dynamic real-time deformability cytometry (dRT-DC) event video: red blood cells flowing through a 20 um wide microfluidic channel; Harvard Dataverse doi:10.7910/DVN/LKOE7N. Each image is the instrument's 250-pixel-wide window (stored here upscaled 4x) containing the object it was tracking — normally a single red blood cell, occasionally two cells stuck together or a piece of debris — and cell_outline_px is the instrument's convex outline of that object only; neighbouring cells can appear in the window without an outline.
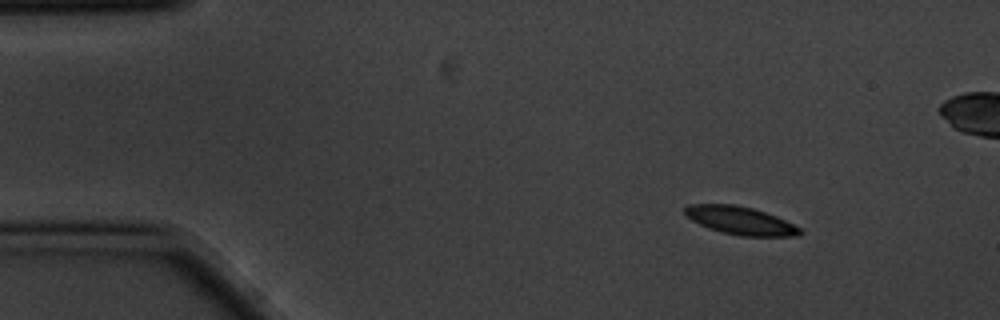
{"species": "common noctule bat (a hibernating species)", "species_latin": "Nyctalus noctula", "temperature_condition": "cold", "stored_images_in_passage": 9, "camera_frame_rate_fps": 3000, "um_per_image_px": 0.085, "animal": {"sex": "male", "body_mass_g": 20.1, "forearm_length_mm": 53.5}, "frame": {"image": 1, "passage_image": 1, "time_ms": 0.0, "image_size_px": [1000, 320], "cell_outline_px": [[804, 232], [796, 236], [740, 236], [708, 228], [684, 216], [684, 208], [688, 204], [736, 204], [752, 208], [776, 216], [800, 228]], "centroid_in_image_um": [62.9, 18.74], "position_along_channel_um": 22.1, "area_um2": 18.73}}
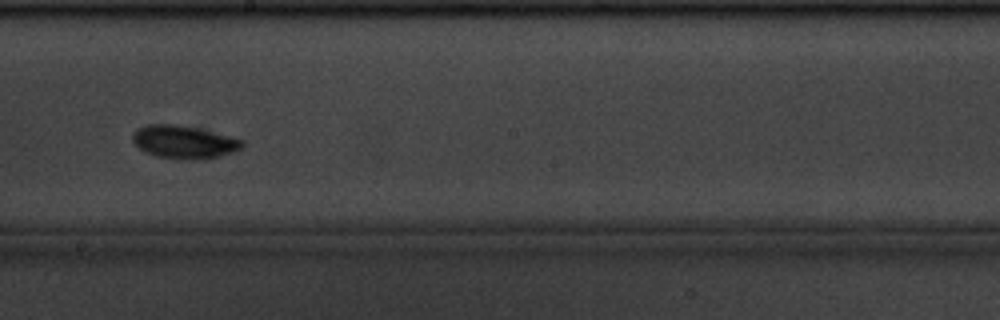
{"frame": {"image": 2, "passage_image": 8, "time_ms": 2.333, "image_size_px": [1000, 320], "cell_outline_px": [[244, 148], [236, 152], [220, 156], [200, 160], [176, 160], [156, 156], [144, 152], [132, 140], [132, 136], [140, 128], [148, 124], [172, 124], [232, 136], [244, 140]], "centroid_in_image_um": [15.7, 12.11], "position_along_channel_um": 232.5, "area_um2": 21.15}}